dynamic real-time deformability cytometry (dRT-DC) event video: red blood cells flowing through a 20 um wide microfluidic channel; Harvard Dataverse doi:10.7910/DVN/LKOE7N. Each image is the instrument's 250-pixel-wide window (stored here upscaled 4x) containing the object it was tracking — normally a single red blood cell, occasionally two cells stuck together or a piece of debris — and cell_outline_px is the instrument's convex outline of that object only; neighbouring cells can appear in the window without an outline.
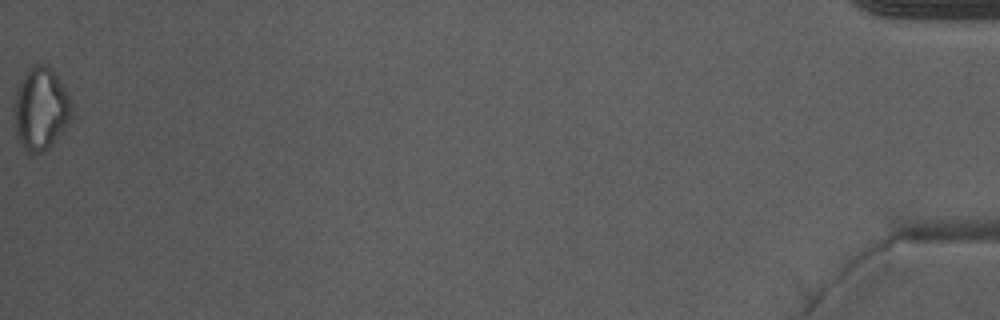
{"species": "Egyptian fruit bat (a non-hibernating species)", "species_latin": "Rousettus aegyptiacus", "temperature_condition": "warm", "stored_images_in_passage": 51, "camera_frame_rate_fps": 3000, "um_per_image_px": 0.085, "animal": {"sex": "male"}, "frame": {"image": 1, "passage_image": 51, "time_ms": 16.667, "image_size_px": [1000, 320], "cell_outline_px": [[68, 124], [44, 152], [28, 152], [24, 148], [20, 140], [12, 120], [12, 112], [16, 96], [24, 72], [36, 64], [48, 64], [64, 88], [68, 96]], "centroid_in_image_um": [3.4, 9.23], "position_along_channel_um": 431.8, "area_um2": 26.76}, "authors_computed_cell_mechanics": {"area_um2": 23.5246, "velocity_mm_per_s": 3.9946, "shape_relaxation_time_tau1_ms": null, "shape_relaxation_time_tau2_ms": 1.766, "deformation_change_tau1": null, "deformation_change_tau2": 0.0914}}